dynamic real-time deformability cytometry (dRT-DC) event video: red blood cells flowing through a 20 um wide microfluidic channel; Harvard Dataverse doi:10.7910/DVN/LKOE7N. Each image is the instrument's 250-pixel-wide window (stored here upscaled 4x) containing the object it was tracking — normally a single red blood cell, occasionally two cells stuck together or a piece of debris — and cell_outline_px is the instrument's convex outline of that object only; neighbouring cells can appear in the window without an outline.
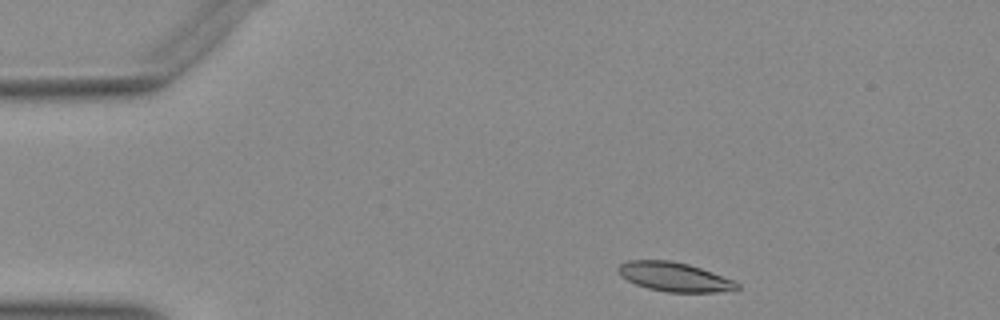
{"species": "Egyptian fruit bat (a non-hibernating species)", "species_latin": "Rousettus aegyptiacus", "temperature_condition": "warm", "stored_images_in_passage": 39, "camera_frame_rate_fps": 3000, "um_per_image_px": 0.085, "animal": {"sex": "female"}, "frame": {"image": 1, "passage_image": 2, "time_ms": 0.333, "image_size_px": [1000, 320], "cell_outline_px": [[740, 288], [736, 292], [668, 292], [648, 288], [636, 284], [620, 276], [616, 268], [620, 264], [628, 260], [672, 260], [688, 264], [712, 272], [732, 280], [740, 284]], "centroid_in_image_um": [57.35, 23.54], "position_along_channel_um": 27.7, "area_um2": 20.35}}
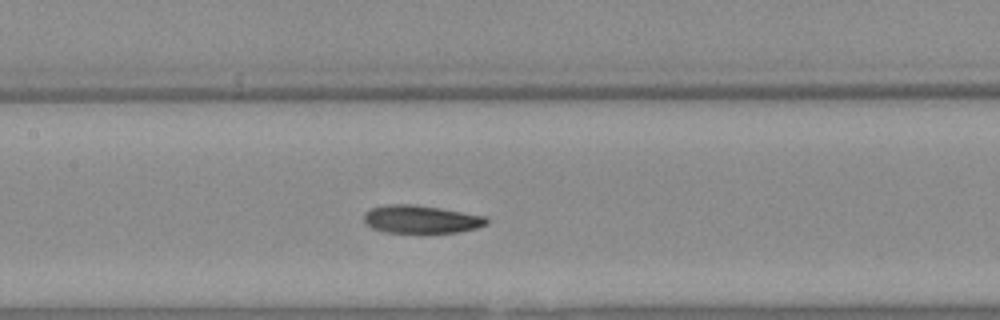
{"frame": {"image": 2, "passage_image": 18, "time_ms": 5.667, "image_size_px": [1000, 320], "cell_outline_px": [[488, 224], [476, 228], [460, 232], [424, 236], [384, 232], [372, 228], [364, 220], [364, 212], [372, 208], [388, 204], [412, 204], [440, 208], [484, 216], [488, 220]], "centroid_in_image_um": [35.79, 18.7], "position_along_channel_um": 171.6, "area_um2": 20.87}}
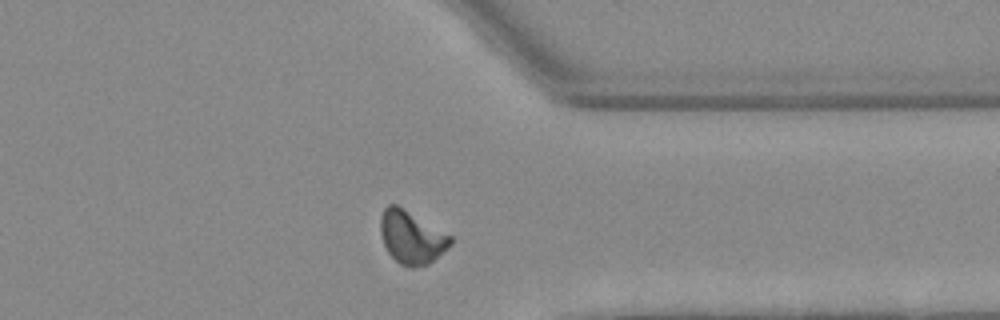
{"frame": {"image": 3, "passage_image": 34, "time_ms": 11.0, "image_size_px": [1000, 320], "cell_outline_px": [[452, 244], [428, 264], [412, 268], [408, 268], [400, 264], [388, 252], [384, 244], [380, 232], [380, 220], [384, 208], [388, 204], [396, 204], [452, 236]], "centroid_in_image_um": [34.97, 20.18], "position_along_channel_um": 376.4, "area_um2": 21.39}}